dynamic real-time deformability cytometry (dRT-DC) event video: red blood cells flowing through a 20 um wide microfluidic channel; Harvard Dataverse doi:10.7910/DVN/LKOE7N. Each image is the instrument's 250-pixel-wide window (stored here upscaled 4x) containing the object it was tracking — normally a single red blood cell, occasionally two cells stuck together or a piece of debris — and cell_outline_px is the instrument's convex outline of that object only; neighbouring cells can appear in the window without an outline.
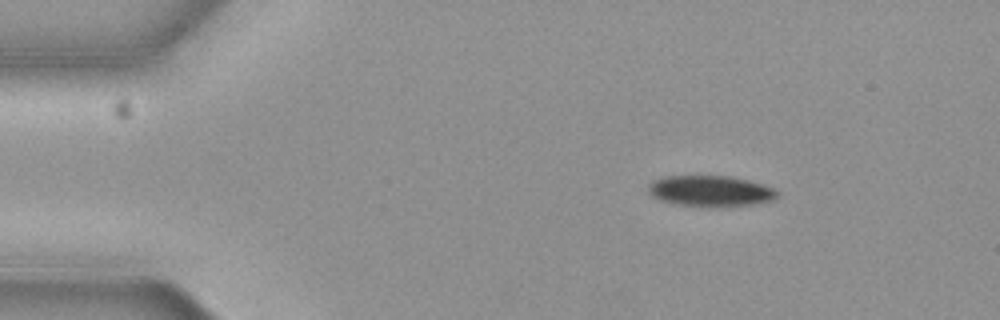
{"species": "common noctule bat (a hibernating species)", "species_latin": "Nyctalus noctula", "temperature_condition": "cold", "stored_images_in_passage": 4, "camera_frame_rate_fps": 3000, "um_per_image_px": 0.085, "animal": {"sex": "female", "body_mass_g": 19.3, "forearm_length_mm": 54.1}, "frame": {"image": 1, "passage_image": 1, "time_ms": 0.0, "image_size_px": [1000, 320], "cell_outline_px": [[776, 196], [768, 200], [752, 204], [680, 204], [660, 200], [652, 196], [648, 192], [648, 184], [652, 180], [664, 176], [728, 176], [760, 184], [772, 188], [776, 192]], "centroid_in_image_um": [60.25, 16.18], "position_along_channel_um": 24.7, "area_um2": 21.85}}
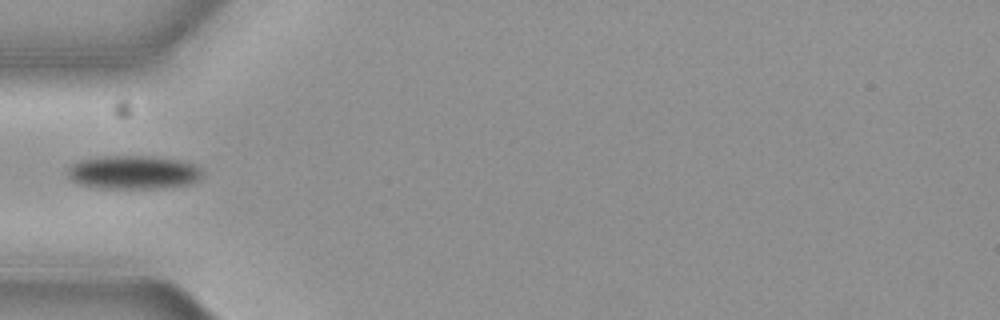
{"frame": {"image": 2, "passage_image": 4, "time_ms": 1.0, "image_size_px": [1000, 320], "cell_outline_px": [[204, 176], [192, 184], [160, 188], [100, 188], [80, 184], [72, 180], [68, 176], [68, 168], [72, 164], [80, 160], [104, 156], [152, 156], [180, 160], [196, 164], [200, 168]], "centroid_in_image_um": [11.39, 14.64], "position_along_channel_um": 73.6, "area_um2": 26.53}}